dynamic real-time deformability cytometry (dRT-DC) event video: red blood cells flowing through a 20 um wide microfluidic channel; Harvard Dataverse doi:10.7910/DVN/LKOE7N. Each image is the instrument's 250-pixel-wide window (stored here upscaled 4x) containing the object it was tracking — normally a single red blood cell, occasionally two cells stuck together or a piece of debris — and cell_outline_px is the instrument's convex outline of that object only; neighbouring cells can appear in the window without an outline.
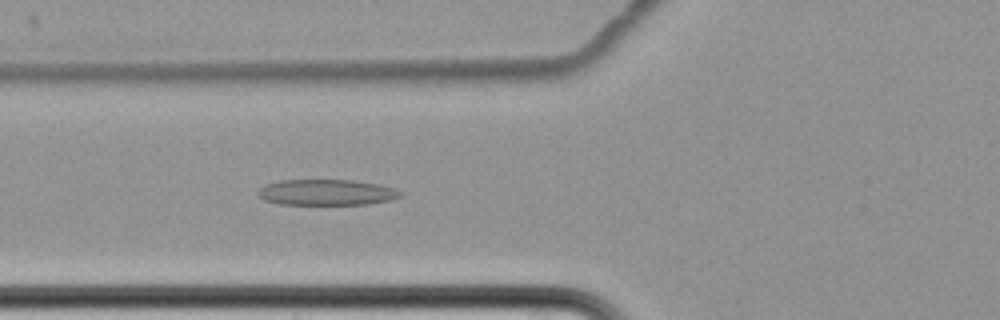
{"species": "common noctule bat (a hibernating species)", "species_latin": "Nyctalus noctula", "temperature_condition": "cold", "stored_images_in_passage": 8, "camera_frame_rate_fps": 3000, "um_per_image_px": 0.085, "animal": {"sex": "female", "body_mass_g": 22.7, "forearm_length_mm": 54.2}, "frame": {"image": 1, "passage_image": 8, "time_ms": 8.333, "image_size_px": [1000, 320], "cell_outline_px": [[404, 192], [400, 196], [388, 200], [368, 204], [280, 204], [264, 200], [256, 196], [256, 192], [260, 188], [268, 184], [280, 180], [352, 180], [376, 184], [392, 188]], "centroid_in_image_um": [27.7, 16.35], "position_along_channel_um": 98.1, "area_um2": 21.27}}